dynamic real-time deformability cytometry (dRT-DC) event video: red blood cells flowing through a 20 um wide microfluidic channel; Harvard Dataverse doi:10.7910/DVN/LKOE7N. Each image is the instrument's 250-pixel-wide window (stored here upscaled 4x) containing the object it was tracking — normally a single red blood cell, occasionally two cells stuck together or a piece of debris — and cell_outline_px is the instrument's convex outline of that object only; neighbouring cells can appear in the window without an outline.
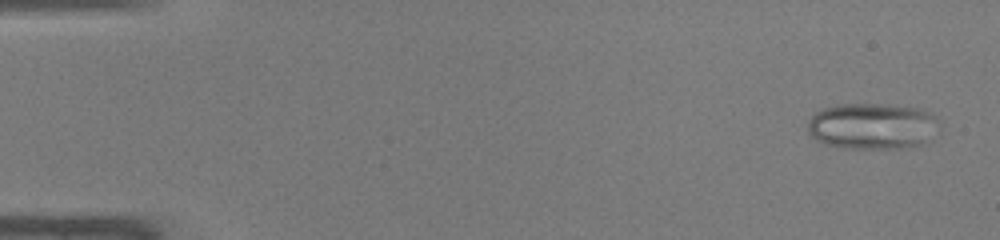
{"species": "common noctule bat (a hibernating species)", "species_latin": "Nyctalus noctula", "temperature_condition": "warm", "stored_images_in_passage": 47, "camera_frame_rate_fps": 3000, "um_per_image_px": 0.085, "animal": {"sex": "male", "body_mass_g": 19.0, "forearm_length_mm": 50.8}, "frame": {"image": 1, "passage_image": 2, "time_ms": 0.333, "image_size_px": [1000, 240], "cell_outline_px": [[936, 120], [924, 140], [920, 144], [896, 148], [844, 148], [824, 144], [816, 140], [808, 132], [808, 120], [816, 112], [824, 108], [836, 104], [884, 104], [920, 108], [936, 116]], "centroid_in_image_um": [74.01, 10.7], "position_along_channel_um": 11.0, "area_um2": 34.62}}
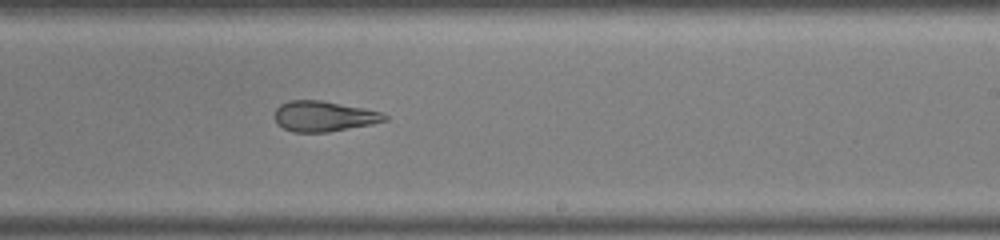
{"frame": {"image": 2, "passage_image": 29, "time_ms": 9.333, "image_size_px": [1000, 240], "cell_outline_px": [[388, 120], [372, 124], [328, 132], [292, 132], [284, 128], [272, 116], [276, 108], [280, 104], [288, 100], [320, 100], [364, 108], [384, 112], [388, 116]], "centroid_in_image_um": [27.53, 9.87], "position_along_channel_um": 261.5, "area_um2": 19.65}}
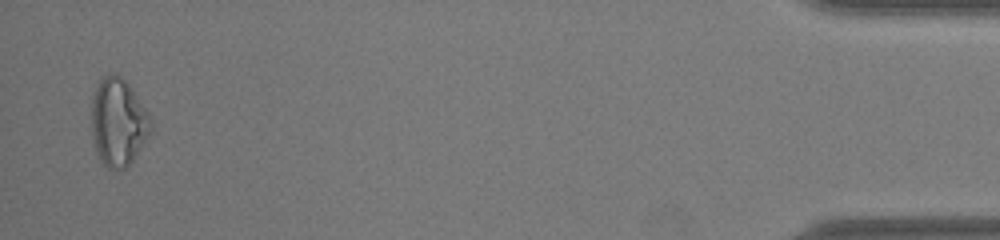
{"frame": {"image": 3, "passage_image": 46, "time_ms": 15.0, "image_size_px": [1000, 240], "cell_outline_px": [[152, 128], [132, 160], [124, 168], [108, 168], [104, 164], [96, 148], [92, 136], [92, 96], [96, 84], [104, 76], [112, 72], [116, 72], [128, 84], [148, 116], [152, 124]], "centroid_in_image_um": [10.0, 10.34], "position_along_channel_um": 425.2, "area_um2": 29.36}, "authors_computed_cell_mechanics": {"area_um2": 25.4898, "velocity_mm_per_s": 4.3001, "shape_relaxation_time_tau1_ms": null, "shape_relaxation_time_tau2_ms": 2.0773, "deformation_change_tau1": null, "deformation_change_tau2": 0.1203}}